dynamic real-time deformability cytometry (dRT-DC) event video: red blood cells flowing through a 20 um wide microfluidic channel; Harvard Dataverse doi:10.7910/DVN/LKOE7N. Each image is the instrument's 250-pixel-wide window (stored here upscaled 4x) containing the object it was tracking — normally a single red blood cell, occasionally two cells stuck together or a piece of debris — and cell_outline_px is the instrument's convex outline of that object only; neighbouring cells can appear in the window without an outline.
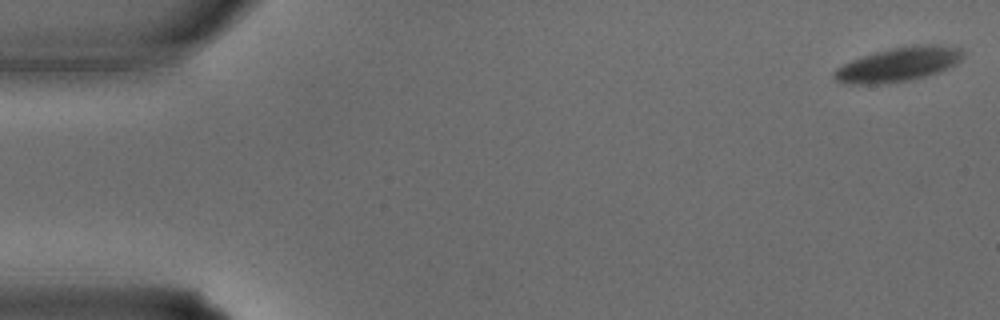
{"species": "common noctule bat (a hibernating species)", "species_latin": "Nyctalus noctula", "temperature_condition": "warm", "stored_images_in_passage": 37, "camera_frame_rate_fps": 3000, "um_per_image_px": 0.085, "animal": {"sex": "male", "body_mass_g": 15.6}, "frame": {"image": 1, "passage_image": 1, "time_ms": 0.0, "image_size_px": [1000, 320], "cell_outline_px": [[968, 52], [956, 64], [940, 72], [928, 76], [908, 80], [884, 84], [840, 84], [832, 76], [832, 72], [836, 68], [852, 60], [876, 52], [892, 48], [916, 44], [940, 44], [960, 48]], "centroid_in_image_um": [76.4, 5.48], "position_along_channel_um": 8.6, "area_um2": 26.07}}
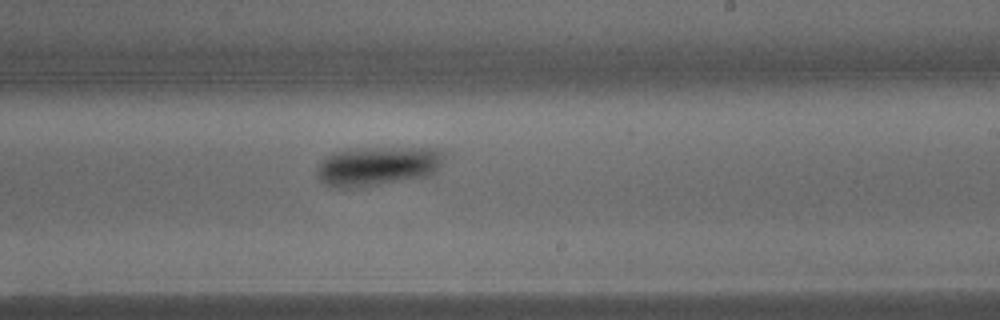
{"frame": {"image": 2, "passage_image": 22, "time_ms": 7.0, "image_size_px": [1000, 320], "cell_outline_px": [[444, 156], [436, 172], [432, 176], [368, 188], [336, 188], [324, 184], [320, 180], [316, 172], [316, 168], [320, 160], [332, 152], [352, 148], [440, 148]], "centroid_in_image_um": [32.08, 14.15], "position_along_channel_um": 256.9, "area_um2": 30.17}}
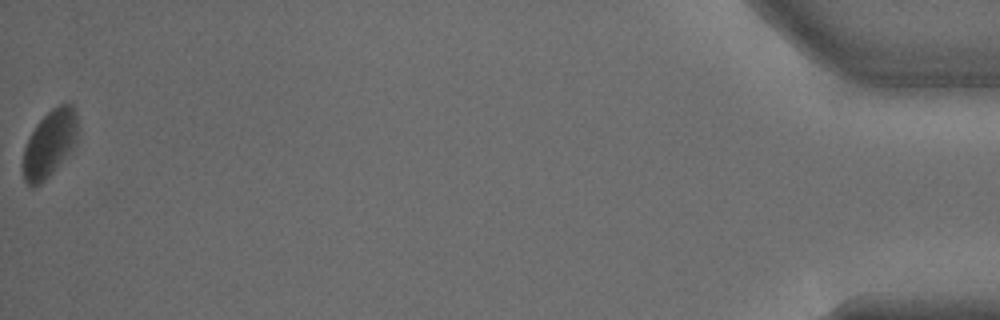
{"frame": {"image": 3, "passage_image": 37, "time_ms": 12.0, "image_size_px": [1000, 320], "cell_outline_px": [[76, 136], [68, 152], [52, 172], [40, 184], [32, 188], [24, 180], [20, 164], [24, 148], [28, 136], [36, 124], [52, 108], [60, 104], [72, 104], [76, 112]], "centroid_in_image_um": [4.12, 12.22], "position_along_channel_um": 431.1, "area_um2": 21.04}}